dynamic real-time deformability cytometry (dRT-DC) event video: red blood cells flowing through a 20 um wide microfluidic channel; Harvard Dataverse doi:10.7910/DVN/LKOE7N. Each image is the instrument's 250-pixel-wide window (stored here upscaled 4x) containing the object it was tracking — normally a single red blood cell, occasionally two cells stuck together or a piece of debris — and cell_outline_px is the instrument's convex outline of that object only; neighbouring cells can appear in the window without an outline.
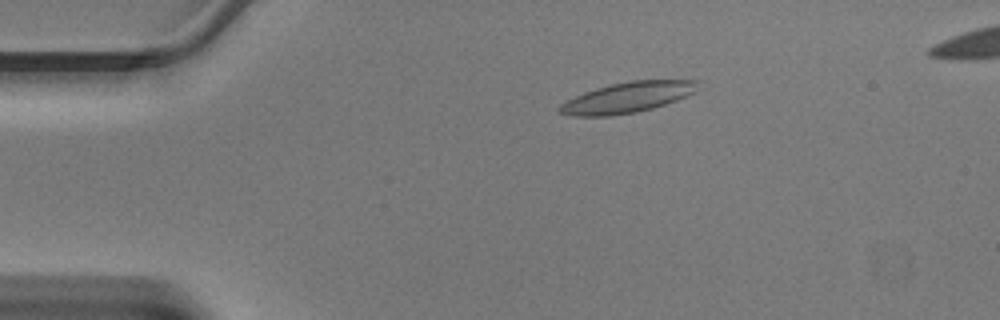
{"species": "Egyptian fruit bat (a non-hibernating species)", "species_latin": "Rousettus aegyptiacus", "temperature_condition": "warm", "stored_images_in_passage": 39, "camera_frame_rate_fps": 3000, "um_per_image_px": 0.085, "animal": {"sex": "male"}, "frame": {"image": 1, "passage_image": 2, "time_ms": 0.333, "image_size_px": [1000, 320], "cell_outline_px": [[696, 92], [676, 100], [652, 108], [636, 112], [608, 116], [572, 116], [560, 112], [556, 108], [560, 104], [584, 92], [596, 88], [628, 80], [696, 80]], "centroid_in_image_um": [53.3, 8.28], "position_along_channel_um": 31.7, "area_um2": 24.33}}
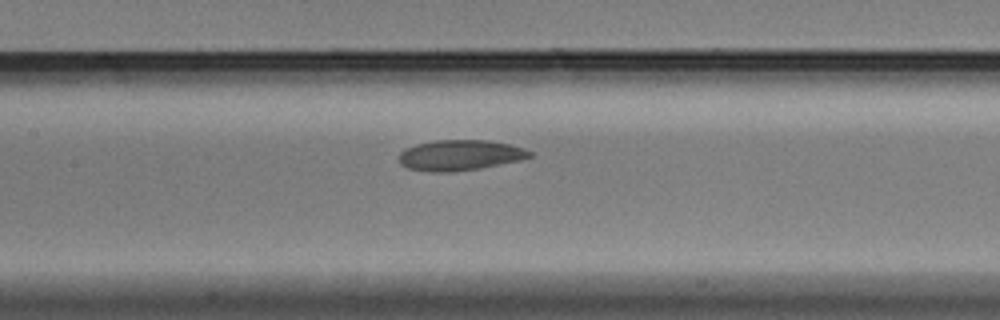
{"frame": {"image": 2, "passage_image": 15, "time_ms": 4.667, "image_size_px": [1000, 320], "cell_outline_px": [[532, 156], [520, 160], [480, 168], [452, 172], [428, 172], [408, 168], [400, 164], [400, 152], [404, 148], [416, 144], [436, 140], [488, 140], [508, 144], [524, 148], [532, 152]], "centroid_in_image_um": [39.08, 13.19], "position_along_channel_um": 168.3, "area_um2": 23.29}}
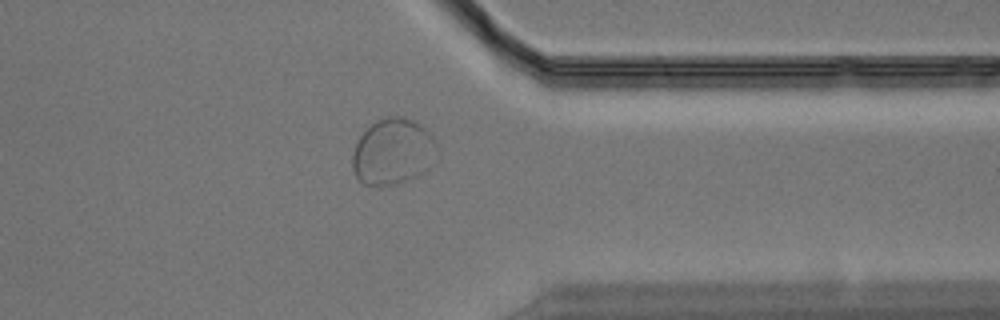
{"frame": {"image": 3, "passage_image": 30, "time_ms": 9.667, "image_size_px": [1000, 320], "cell_outline_px": [[432, 140], [428, 168], [420, 176], [400, 184], [364, 184], [356, 176], [352, 168], [352, 152], [356, 140], [372, 124], [388, 116], [400, 116], [412, 120], [420, 124], [432, 136]], "centroid_in_image_um": [33.3, 12.9], "position_along_channel_um": 378.1, "area_um2": 31.67}}